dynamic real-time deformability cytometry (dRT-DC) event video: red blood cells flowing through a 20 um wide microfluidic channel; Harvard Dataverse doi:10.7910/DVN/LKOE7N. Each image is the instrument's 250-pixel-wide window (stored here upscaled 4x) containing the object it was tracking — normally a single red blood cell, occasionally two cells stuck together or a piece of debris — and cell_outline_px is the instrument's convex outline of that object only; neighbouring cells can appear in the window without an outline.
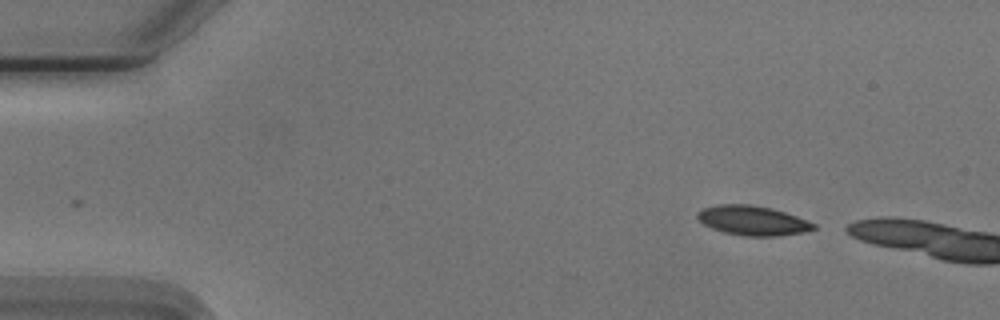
{"species": "Egyptian fruit bat (a non-hibernating species)", "species_latin": "Rousettus aegyptiacus", "temperature_condition": "cold", "stored_images_in_passage": 4, "camera_frame_rate_fps": 3000, "um_per_image_px": 0.085, "animal": {"sex": "male"}, "frame": {"image": 1, "passage_image": 1, "time_ms": 0.0, "image_size_px": [1000, 320], "cell_outline_px": [[816, 228], [804, 232], [780, 236], [744, 236], [724, 232], [712, 228], [704, 224], [696, 216], [696, 212], [704, 208], [716, 204], [752, 204], [772, 208], [796, 216], [816, 224]], "centroid_in_image_um": [63.97, 18.74], "position_along_channel_um": 21.0, "area_um2": 20.06}}